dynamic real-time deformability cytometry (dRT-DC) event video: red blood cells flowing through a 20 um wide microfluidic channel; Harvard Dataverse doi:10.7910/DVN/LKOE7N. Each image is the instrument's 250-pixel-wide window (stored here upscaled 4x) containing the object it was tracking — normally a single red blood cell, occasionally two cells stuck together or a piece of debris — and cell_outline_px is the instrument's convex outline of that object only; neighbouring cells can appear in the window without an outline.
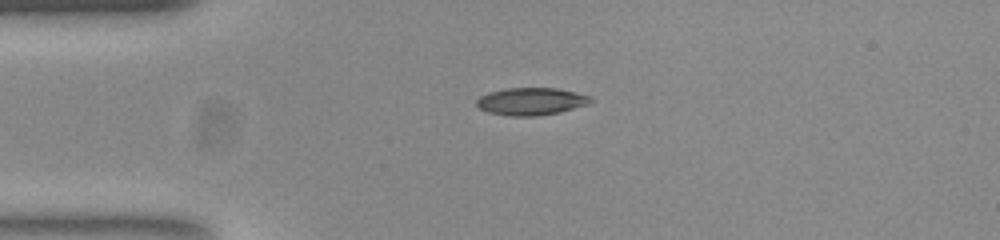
{"species": "common noctule bat (a hibernating species)", "species_latin": "Nyctalus noctula", "temperature_condition": "room temperature", "stored_images_in_passage": 41, "camera_frame_rate_fps": 3000, "um_per_image_px": 0.085, "animal": {"sex": "female", "body_mass_g": 23.0, "forearm_length_mm": 53.4}, "frame": {"image": 1, "passage_image": 1, "time_ms": 0.0, "image_size_px": [1000, 240], "cell_outline_px": [[596, 100], [588, 104], [560, 112], [536, 116], [508, 116], [488, 112], [480, 108], [476, 104], [476, 100], [480, 96], [488, 92], [504, 88], [556, 88], [576, 92], [592, 96]], "centroid_in_image_um": [45.17, 8.61], "position_along_channel_um": 39.8, "area_um2": 18.44}}
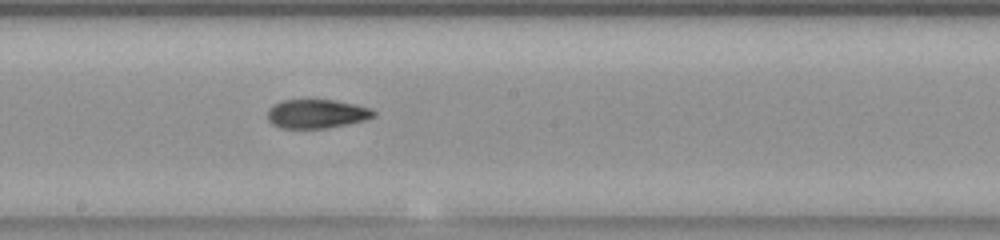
{"frame": {"image": 2, "passage_image": 17, "time_ms": 5.333, "image_size_px": [1000, 240], "cell_outline_px": [[376, 116], [364, 120], [324, 128], [280, 128], [272, 124], [268, 120], [268, 108], [272, 104], [280, 100], [336, 100], [356, 104], [372, 108], [376, 112]], "centroid_in_image_um": [26.9, 9.66], "position_along_channel_um": 221.3, "area_um2": 17.98}}
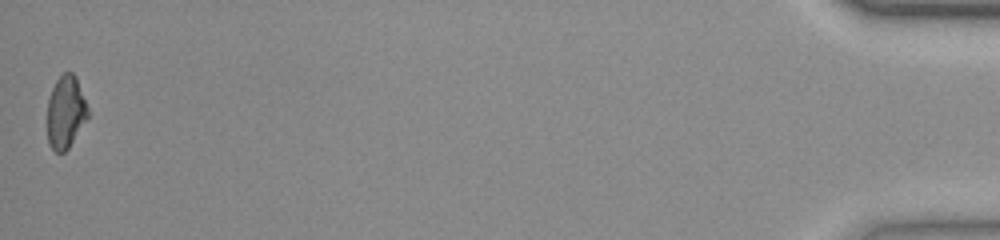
{"frame": {"image": 3, "passage_image": 41, "time_ms": 13.333, "image_size_px": [1000, 240], "cell_outline_px": [[88, 120], [68, 148], [64, 152], [56, 152], [48, 144], [48, 100], [52, 88], [56, 80], [64, 72], [72, 72], [76, 76], [88, 108]], "centroid_in_image_um": [5.6, 9.53], "position_along_channel_um": 429.6, "area_um2": 17.22}, "authors_computed_cell_mechanics": {"area_um2": 18.0336, "velocity_mm_per_s": 3.8652, "shape_relaxation_time_tau1_ms": null, "shape_relaxation_time_tau2_ms": 2.5606, "deformation_change_tau1": null, "deformation_change_tau2": 0.0894}}